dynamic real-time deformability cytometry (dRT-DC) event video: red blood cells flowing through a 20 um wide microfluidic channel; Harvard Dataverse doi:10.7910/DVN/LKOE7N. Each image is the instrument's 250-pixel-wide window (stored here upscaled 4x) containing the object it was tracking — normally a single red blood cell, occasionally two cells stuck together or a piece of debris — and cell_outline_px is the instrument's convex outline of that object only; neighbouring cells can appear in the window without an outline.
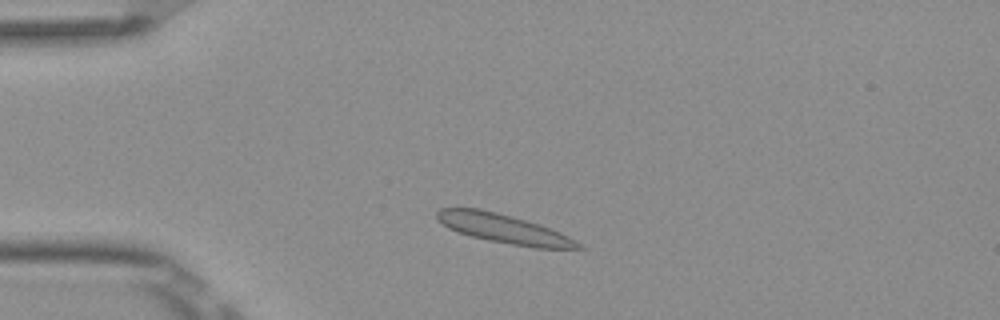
{"species": "Egyptian fruit bat (a non-hibernating species)", "species_latin": "Rousettus aegyptiacus", "temperature_condition": "room temperature", "stored_images_in_passage": 5, "camera_frame_rate_fps": 3000, "um_per_image_px": 0.085, "frame": {"image": 1, "passage_image": 2, "time_ms": 0.333, "image_size_px": [1000, 320], "cell_outline_px": [[588, 248], [536, 248], [488, 240], [456, 232], [448, 228], [436, 216], [436, 212], [440, 208], [480, 208], [496, 212], [540, 224], [560, 232], [576, 240]], "centroid_in_image_um": [42.84, 19.44], "position_along_channel_um": 42.2, "area_um2": 23.76}}
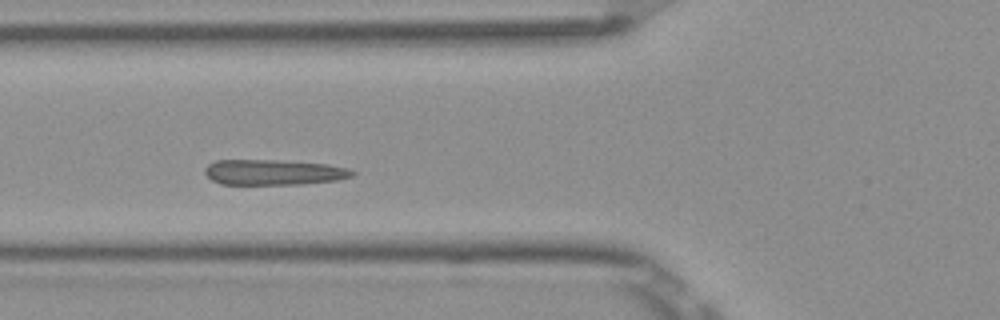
{"frame": {"image": 2, "passage_image": 4, "time_ms": 1.0, "image_size_px": [1000, 320], "cell_outline_px": [[356, 172], [352, 176], [336, 180], [300, 184], [220, 184], [212, 180], [204, 172], [204, 168], [208, 164], [216, 160], [276, 160], [328, 164], [348, 168]], "centroid_in_image_um": [23.24, 14.64], "position_along_channel_um": 102.6, "area_um2": 21.79}}
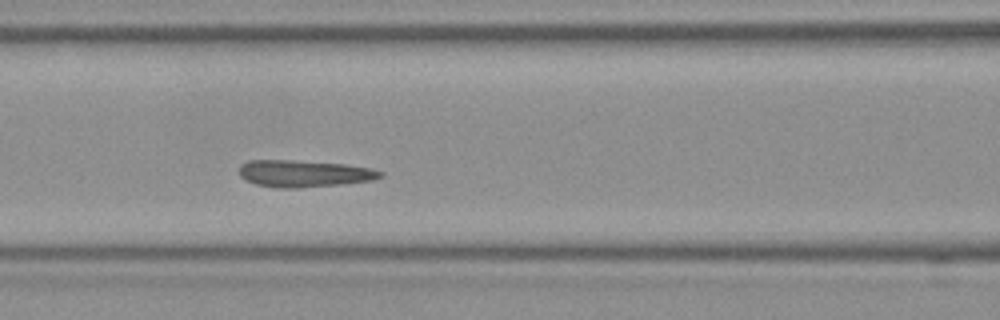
{"frame": {"image": 3, "passage_image": 5, "time_ms": 1.333, "image_size_px": [1000, 320], "cell_outline_px": [[384, 176], [372, 180], [340, 184], [296, 188], [276, 188], [256, 184], [244, 180], [240, 176], [240, 164], [248, 160], [296, 160], [344, 164], [372, 168], [384, 172]], "centroid_in_image_um": [25.83, 14.75], "position_along_channel_um": 140.8, "area_um2": 22.25}}